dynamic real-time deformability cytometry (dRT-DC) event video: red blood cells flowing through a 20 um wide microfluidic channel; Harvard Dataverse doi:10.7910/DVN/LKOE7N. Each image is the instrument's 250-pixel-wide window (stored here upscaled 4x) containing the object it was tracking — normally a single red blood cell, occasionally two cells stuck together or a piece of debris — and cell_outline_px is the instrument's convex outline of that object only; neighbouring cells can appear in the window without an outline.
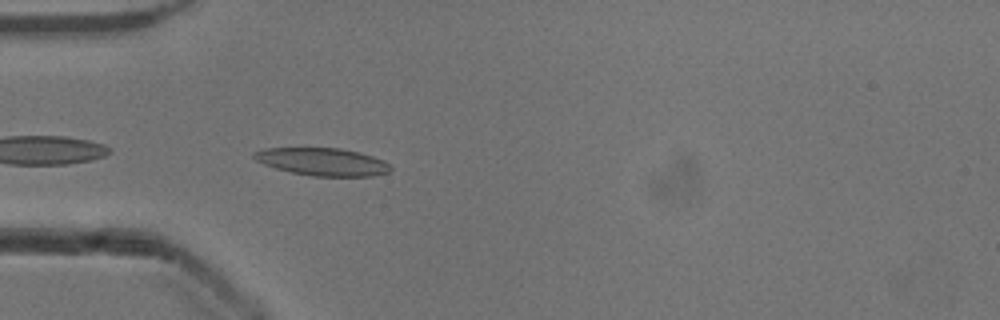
{"species": "common noctule bat (a hibernating species)", "species_latin": "Nyctalus noctula", "temperature_condition": "cold", "stored_images_in_passage": 39, "camera_frame_rate_fps": 3000, "um_per_image_px": 0.085, "animal": {"sex": "male", "body_mass_g": 13.3}, "frame": {"image": 1, "passage_image": 2, "time_ms": 0.333, "image_size_px": [1000, 320], "cell_outline_px": [[392, 168], [388, 172], [372, 176], [312, 176], [292, 172], [276, 168], [264, 164], [256, 160], [252, 156], [252, 152], [264, 148], [340, 148], [360, 152], [384, 160]], "centroid_in_image_um": [27.4, 13.74], "position_along_channel_um": 57.6, "area_um2": 21.96}}
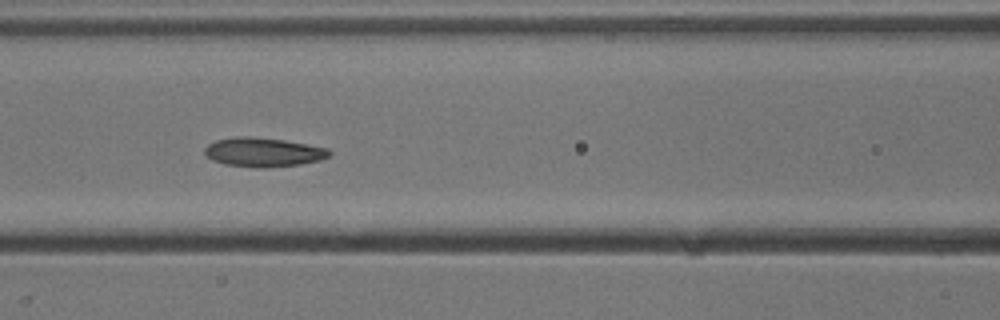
{"frame": {"image": 2, "passage_image": 9, "time_ms": 2.667, "image_size_px": [1000, 320], "cell_outline_px": [[332, 152], [328, 156], [320, 160], [300, 164], [268, 168], [256, 168], [224, 164], [212, 160], [204, 156], [204, 148], [208, 144], [216, 140], [236, 136], [248, 136], [284, 140], [328, 148]], "centroid_in_image_um": [22.34, 12.94], "position_along_channel_um": 144.3, "area_um2": 21.33}}
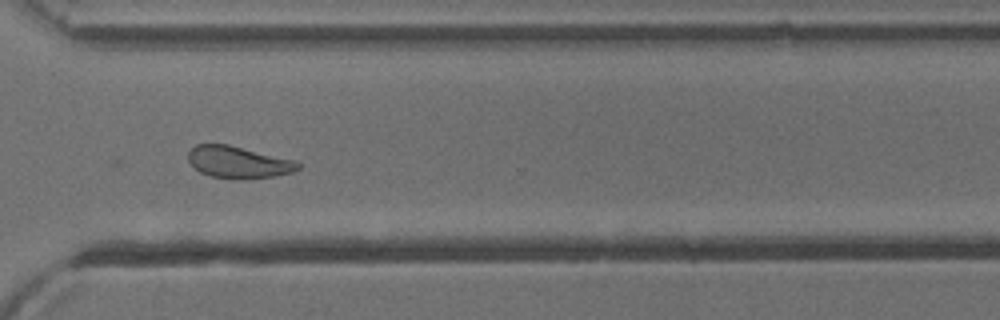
{"frame": {"image": 3, "passage_image": 25, "time_ms": 8.0, "image_size_px": [1000, 320], "cell_outline_px": [[300, 168], [292, 172], [276, 176], [240, 180], [232, 180], [208, 176], [200, 172], [188, 160], [188, 152], [196, 144], [228, 144], [296, 160], [300, 164]], "centroid_in_image_um": [20.27, 13.8], "position_along_channel_um": 350.3, "area_um2": 20.75}, "authors_computed_cell_mechanics": {"area_um2": 21.097, "velocity_mm_per_s": 3.8738, "shape_relaxation_time_tau1_ms": 4.7653, "shape_relaxation_time_tau2_ms": 4.4974, "deformation_change_tau1": 0.1131, "deformation_change_tau2": 0.1055}}